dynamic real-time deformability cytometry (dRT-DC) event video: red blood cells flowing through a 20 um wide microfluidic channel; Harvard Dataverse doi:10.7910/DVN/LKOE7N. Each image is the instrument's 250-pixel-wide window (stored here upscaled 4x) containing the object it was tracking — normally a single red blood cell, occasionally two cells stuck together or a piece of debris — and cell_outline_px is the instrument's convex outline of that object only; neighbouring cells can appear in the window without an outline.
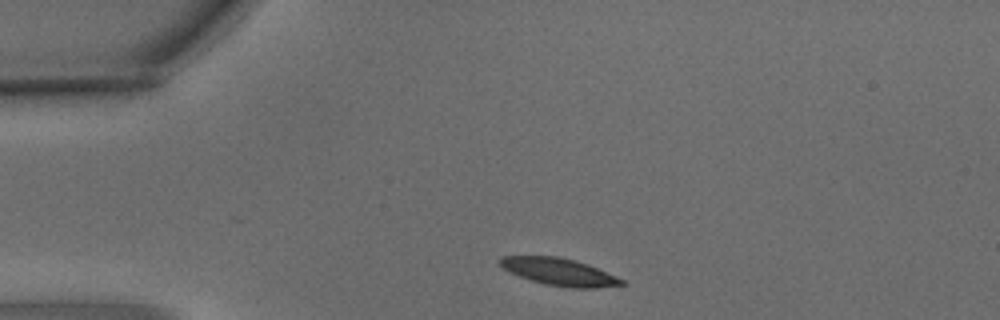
{"species": "common noctule bat (a hibernating species)", "species_latin": "Nyctalus noctula", "temperature_condition": "warm", "stored_images_in_passage": 2, "camera_frame_rate_fps": 3000, "um_per_image_px": 0.085, "animal": {"sex": "male", "body_mass_g": 15.6}, "frame": {"image": 1, "passage_image": 1, "time_ms": 0.0, "image_size_px": [1000, 320], "cell_outline_px": [[628, 284], [596, 288], [572, 288], [544, 284], [520, 276], [504, 268], [500, 264], [500, 260], [504, 256], [556, 256], [588, 264], [624, 280]], "centroid_in_image_um": [47.59, 23.12], "position_along_channel_um": 37.4, "area_um2": 18.96}}